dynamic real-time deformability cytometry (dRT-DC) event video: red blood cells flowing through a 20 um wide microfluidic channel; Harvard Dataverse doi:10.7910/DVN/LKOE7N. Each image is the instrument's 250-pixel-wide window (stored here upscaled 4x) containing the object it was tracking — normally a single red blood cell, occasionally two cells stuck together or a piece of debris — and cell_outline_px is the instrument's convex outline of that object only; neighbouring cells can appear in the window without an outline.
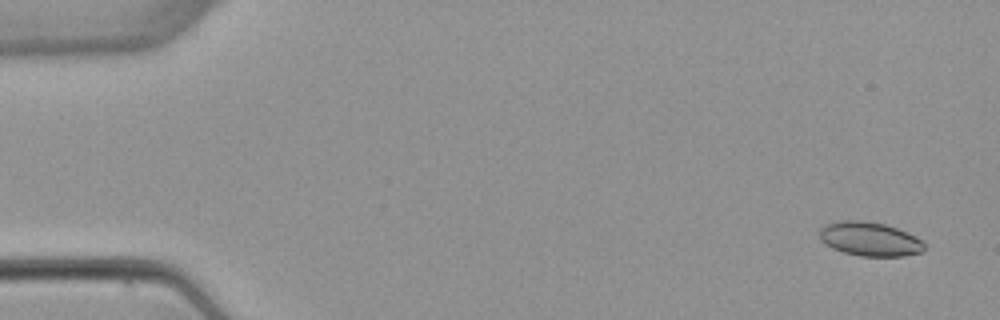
{"species": "common noctule bat (a hibernating species)", "species_latin": "Nyctalus noctula", "temperature_condition": "warm", "stored_images_in_passage": 3, "camera_frame_rate_fps": 3000, "um_per_image_px": 0.085, "animal": {"sex": "female", "body_mass_g": 22.7, "forearm_length_mm": 54.2}, "frame": {"image": 1, "passage_image": 1, "time_ms": 0.0, "image_size_px": [1000, 320], "cell_outline_px": [[924, 252], [904, 256], [860, 256], [844, 252], [832, 248], [824, 244], [820, 240], [820, 228], [828, 224], [844, 220], [860, 220], [884, 224], [896, 228], [916, 236], [924, 244]], "centroid_in_image_um": [73.93, 20.33], "position_along_channel_um": 11.1, "area_um2": 20.69}}
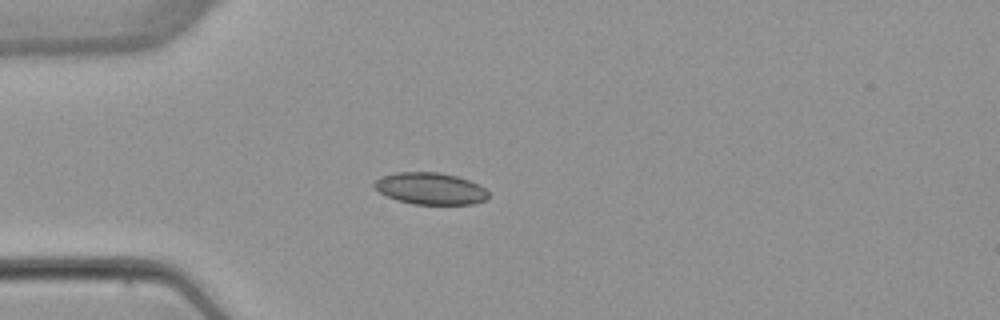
{"frame": {"image": 2, "passage_image": 3, "time_ms": 4.0, "image_size_px": [1000, 320], "cell_outline_px": [[488, 200], [472, 204], [412, 204], [396, 200], [380, 192], [372, 184], [376, 180], [384, 176], [396, 172], [436, 172], [456, 176], [468, 180], [484, 188], [488, 192]], "centroid_in_image_um": [36.59, 16.03], "position_along_channel_um": 48.4, "area_um2": 20.98}}